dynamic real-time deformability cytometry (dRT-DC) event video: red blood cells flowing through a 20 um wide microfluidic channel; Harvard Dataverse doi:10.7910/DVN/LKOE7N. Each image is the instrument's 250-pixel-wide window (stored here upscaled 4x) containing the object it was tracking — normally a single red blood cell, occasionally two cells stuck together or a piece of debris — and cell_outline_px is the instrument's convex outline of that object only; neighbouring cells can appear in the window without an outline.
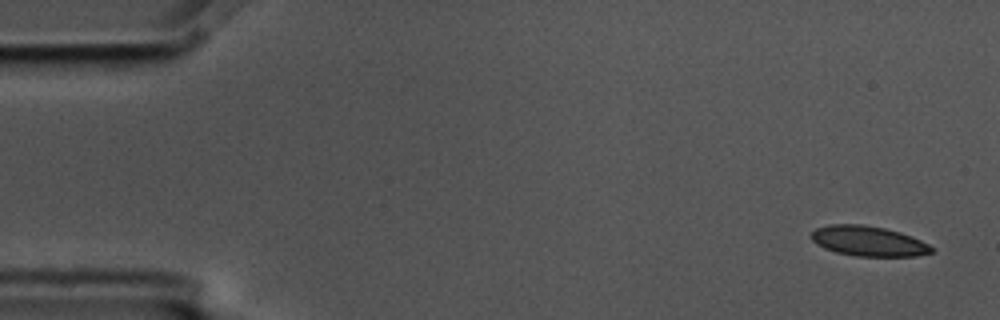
{"species": "common noctule bat (a hibernating species)", "species_latin": "Nyctalus noctula", "temperature_condition": "cold", "stored_images_in_passage": 5, "camera_frame_rate_fps": 3000, "um_per_image_px": 0.085, "animal": {"sex": "male", "body_mass_g": 17.5, "forearm_length_mm": 52.3}, "frame": {"image": 1, "passage_image": 1, "time_ms": 0.0, "image_size_px": [1000, 320], "cell_outline_px": [[936, 252], [916, 256], [856, 256], [836, 252], [824, 248], [816, 244], [808, 236], [816, 228], [828, 224], [860, 224], [884, 228], [900, 232], [920, 240], [936, 248]], "centroid_in_image_um": [73.81, 20.49], "position_along_channel_um": 11.2, "area_um2": 21.27}}